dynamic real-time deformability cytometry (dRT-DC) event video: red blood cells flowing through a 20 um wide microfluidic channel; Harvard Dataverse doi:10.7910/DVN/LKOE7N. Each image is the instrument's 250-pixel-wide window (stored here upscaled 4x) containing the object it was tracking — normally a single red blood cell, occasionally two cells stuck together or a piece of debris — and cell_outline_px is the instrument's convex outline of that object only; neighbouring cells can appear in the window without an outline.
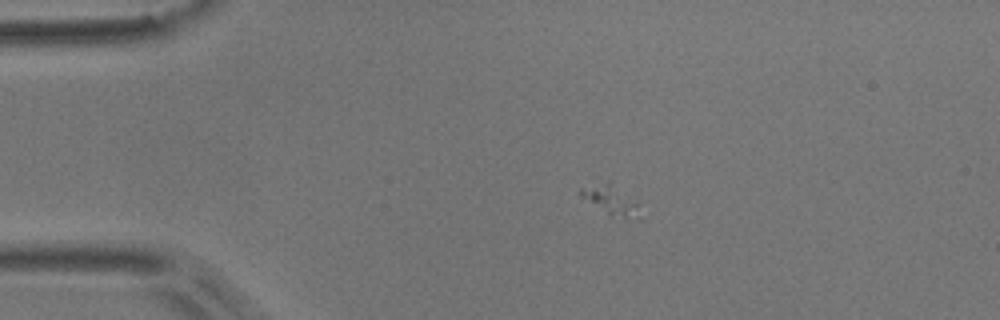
{"species": "common noctule bat (a hibernating species)", "species_latin": "Nyctalus noctula", "temperature_condition": "room temperature", "stored_images_in_passage": 4, "camera_frame_rate_fps": 3000, "um_per_image_px": 0.085, "animal": {"sex": "male", "body_mass_g": 17.9}, "frame": {"image": 1, "passage_image": 2, "time_ms": 0.333, "image_size_px": [1000, 320], "cell_outline_px": [[640, 204], [628, 220], [608, 216], [580, 196], [580, 188], [608, 180], [612, 180]], "centroid_in_image_um": [51.87, 16.95], "position_along_channel_um": 33.1, "area_um2": 10.29}}
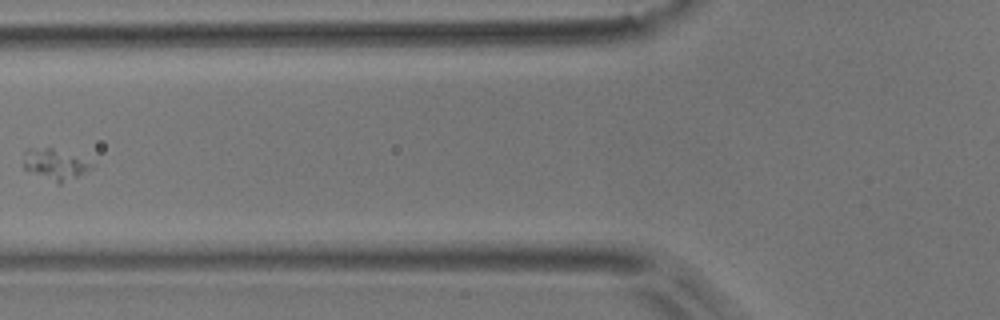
{"frame": {"image": 2, "passage_image": 4, "time_ms": 1.0, "image_size_px": [1000, 320], "cell_outline_px": [[88, 168], [76, 176], [60, 184], [56, 184], [24, 168], [24, 152], [28, 148], [52, 148], [72, 156], [88, 164]], "centroid_in_image_um": [4.51, 13.98], "position_along_channel_um": 121.3, "area_um2": 11.27}}